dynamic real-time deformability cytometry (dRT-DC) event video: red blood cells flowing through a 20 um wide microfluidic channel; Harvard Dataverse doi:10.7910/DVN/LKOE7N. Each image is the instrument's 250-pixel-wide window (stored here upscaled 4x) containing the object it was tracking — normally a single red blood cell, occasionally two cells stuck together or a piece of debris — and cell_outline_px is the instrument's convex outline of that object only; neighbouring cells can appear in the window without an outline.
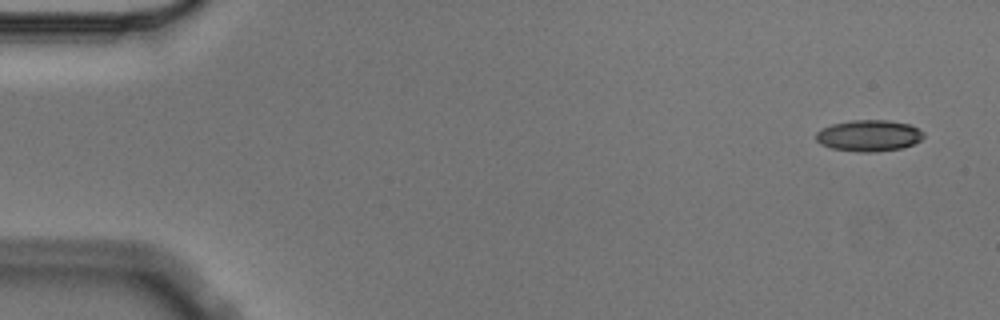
{"species": "Egyptian fruit bat (a non-hibernating species)", "species_latin": "Rousettus aegyptiacus", "temperature_condition": "cold", "stored_images_in_passage": 8, "camera_frame_rate_fps": 3000, "um_per_image_px": 0.085, "animal": {"sex": "male"}, "frame": {"image": 1, "passage_image": 1, "time_ms": 0.0, "image_size_px": [1000, 320], "cell_outline_px": [[924, 136], [920, 140], [912, 144], [900, 148], [872, 152], [860, 152], [832, 148], [820, 144], [816, 140], [816, 132], [820, 128], [832, 124], [852, 120], [888, 120], [912, 124], [924, 132]], "centroid_in_image_um": [73.85, 11.51], "position_along_channel_um": 11.2, "area_um2": 19.71}}
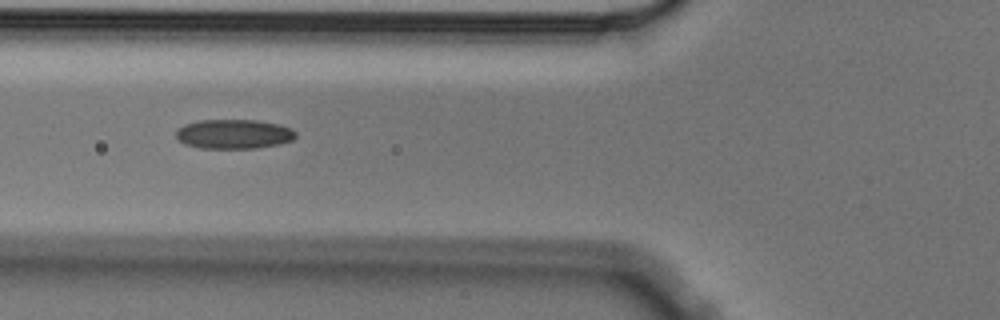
{"frame": {"image": 2, "passage_image": 6, "time_ms": 1.667, "image_size_px": [1000, 320], "cell_outline_px": [[296, 136], [292, 140], [280, 144], [256, 148], [200, 148], [184, 144], [176, 140], [176, 128], [184, 124], [200, 120], [256, 120], [280, 124], [292, 128], [296, 132]], "centroid_in_image_um": [19.85, 11.39], "position_along_channel_um": 105.9, "area_um2": 20.81}}
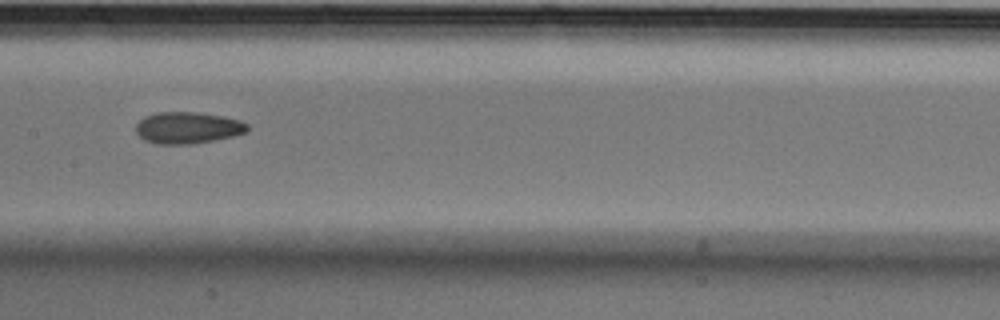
{"frame": {"image": 3, "passage_image": 8, "time_ms": 2.333, "image_size_px": [1000, 320], "cell_outline_px": [[248, 132], [232, 136], [192, 144], [156, 144], [144, 140], [136, 132], [136, 124], [144, 116], [156, 112], [200, 112], [240, 120], [248, 124]], "centroid_in_image_um": [15.93, 10.85], "position_along_channel_um": 191.5, "area_um2": 20.58}}